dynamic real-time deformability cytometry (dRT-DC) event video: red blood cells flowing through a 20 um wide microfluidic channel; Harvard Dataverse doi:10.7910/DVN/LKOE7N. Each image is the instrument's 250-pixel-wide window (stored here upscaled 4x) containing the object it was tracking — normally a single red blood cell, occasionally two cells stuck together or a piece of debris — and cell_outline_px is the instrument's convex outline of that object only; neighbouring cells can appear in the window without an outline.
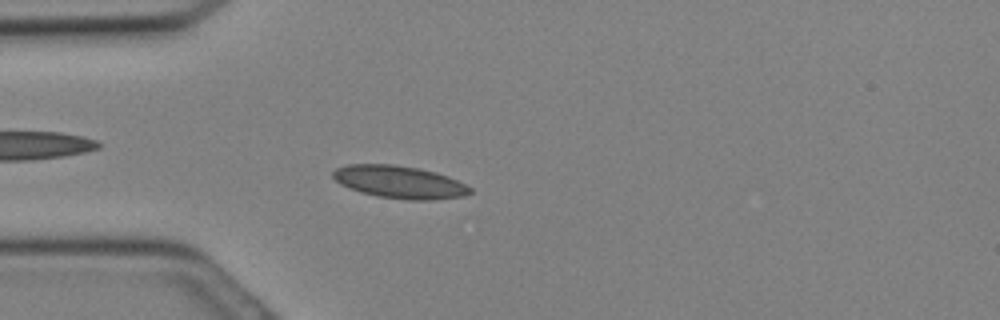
{"species": "Egyptian fruit bat (a non-hibernating species)", "species_latin": "Rousettus aegyptiacus", "temperature_condition": "cold", "stored_images_in_passage": 22, "camera_frame_rate_fps": 3000, "um_per_image_px": 0.085, "animal": {"sex": "female"}, "frame": {"image": 1, "passage_image": 8, "time_ms": 2.333, "image_size_px": [1000, 320], "cell_outline_px": [[472, 192], [464, 196], [432, 200], [408, 200], [376, 196], [360, 192], [348, 188], [340, 184], [332, 176], [332, 172], [336, 168], [348, 164], [392, 164], [420, 168], [436, 172], [448, 176], [472, 188]], "centroid_in_image_um": [33.94, 15.47], "position_along_channel_um": 51.1, "area_um2": 26.18}}
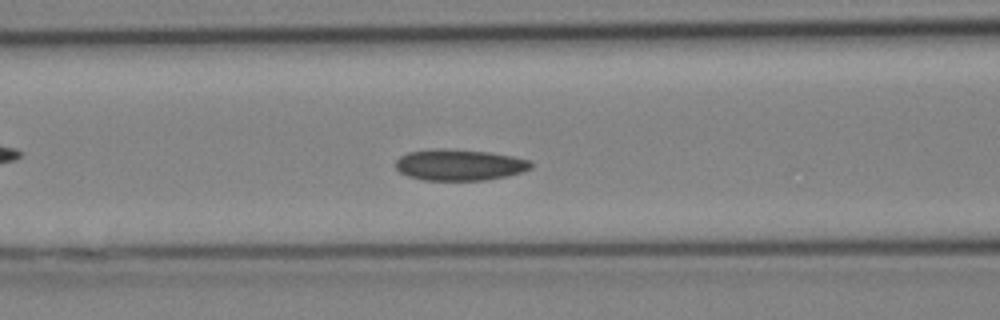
{"frame": {"image": 2, "passage_image": 12, "time_ms": 3.667, "image_size_px": [1000, 320], "cell_outline_px": [[532, 168], [508, 176], [484, 180], [424, 180], [408, 176], [400, 172], [396, 168], [396, 160], [400, 156], [408, 152], [432, 148], [448, 148], [492, 152], [532, 160]], "centroid_in_image_um": [39.06, 14.0], "position_along_channel_um": 127.5, "area_um2": 24.91}}
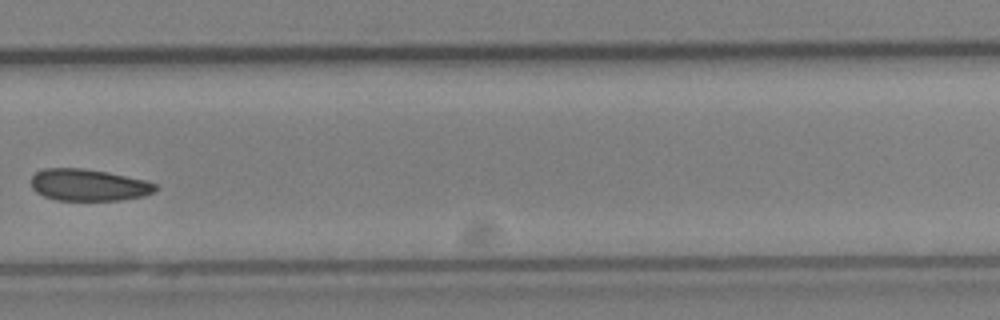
{"frame": {"image": 3, "passage_image": 21, "time_ms": 6.667, "image_size_px": [1000, 320], "cell_outline_px": [[156, 188], [152, 192], [144, 196], [120, 200], [56, 200], [44, 196], [36, 192], [32, 188], [32, 176], [36, 172], [44, 168], [84, 168], [108, 172], [144, 180], [156, 184]], "centroid_in_image_um": [7.5, 15.72], "position_along_channel_um": 322.3, "area_um2": 22.95}}